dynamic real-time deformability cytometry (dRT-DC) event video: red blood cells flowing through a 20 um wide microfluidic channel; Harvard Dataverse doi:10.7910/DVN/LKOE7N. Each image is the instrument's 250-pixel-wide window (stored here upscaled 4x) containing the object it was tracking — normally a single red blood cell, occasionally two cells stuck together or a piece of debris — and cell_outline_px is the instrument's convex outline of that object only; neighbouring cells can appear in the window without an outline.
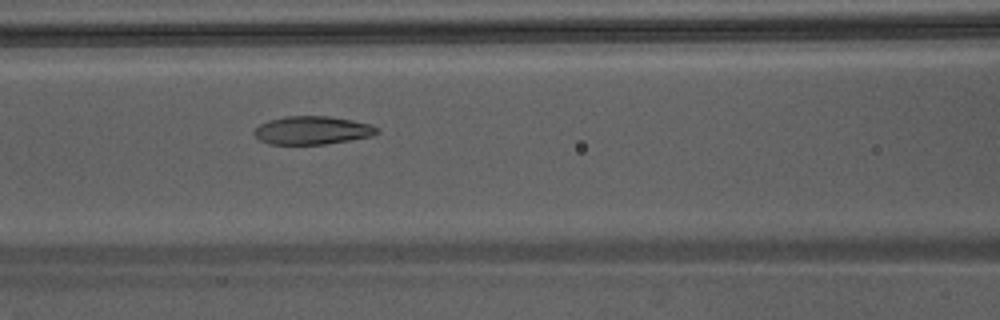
{"species": "Egyptian fruit bat (a non-hibernating species)", "species_latin": "Rousettus aegyptiacus", "temperature_condition": "warm", "stored_images_in_passage": 30, "camera_frame_rate_fps": 3000, "um_per_image_px": 0.085, "animal": {"sex": "male"}, "frame": {"image": 1, "passage_image": 8, "time_ms": 2.333, "image_size_px": [1000, 320], "cell_outline_px": [[380, 132], [372, 136], [324, 144], [268, 144], [260, 140], [252, 132], [260, 124], [268, 120], [284, 116], [328, 116], [352, 120], [368, 124], [380, 128]], "centroid_in_image_um": [26.53, 11.07], "position_along_channel_um": 140.1, "area_um2": 20.17}}
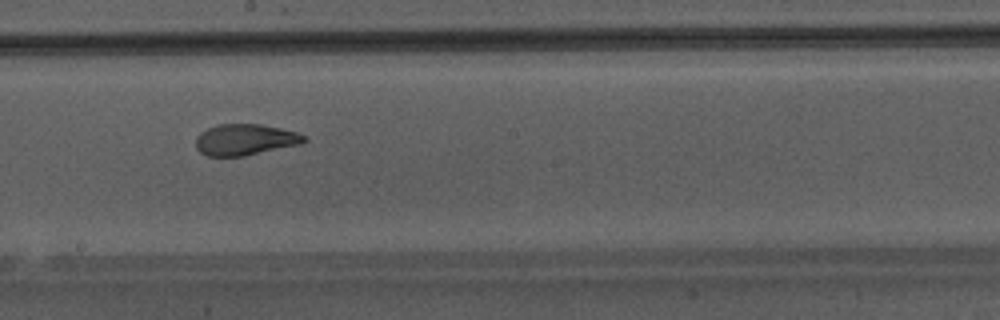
{"frame": {"image": 2, "passage_image": 14, "time_ms": 4.333, "image_size_px": [1000, 320], "cell_outline_px": [[308, 140], [300, 144], [244, 156], [208, 156], [200, 152], [196, 148], [196, 136], [200, 132], [216, 124], [260, 124], [280, 128], [296, 132], [304, 136]], "centroid_in_image_um": [20.8, 11.87], "position_along_channel_um": 227.4, "area_um2": 19.65}}
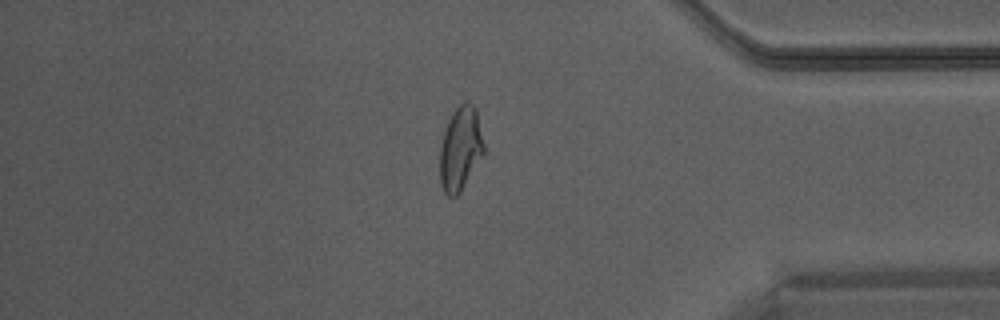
{"frame": {"image": 3, "passage_image": 27, "time_ms": 8.667, "image_size_px": [1000, 320], "cell_outline_px": [[484, 152], [460, 192], [456, 196], [448, 196], [444, 192], [440, 184], [440, 144], [448, 120], [452, 112], [464, 100], [468, 100], [476, 108], [484, 144]], "centroid_in_image_um": [39.12, 12.6], "position_along_channel_um": 396.1, "area_um2": 21.44}}